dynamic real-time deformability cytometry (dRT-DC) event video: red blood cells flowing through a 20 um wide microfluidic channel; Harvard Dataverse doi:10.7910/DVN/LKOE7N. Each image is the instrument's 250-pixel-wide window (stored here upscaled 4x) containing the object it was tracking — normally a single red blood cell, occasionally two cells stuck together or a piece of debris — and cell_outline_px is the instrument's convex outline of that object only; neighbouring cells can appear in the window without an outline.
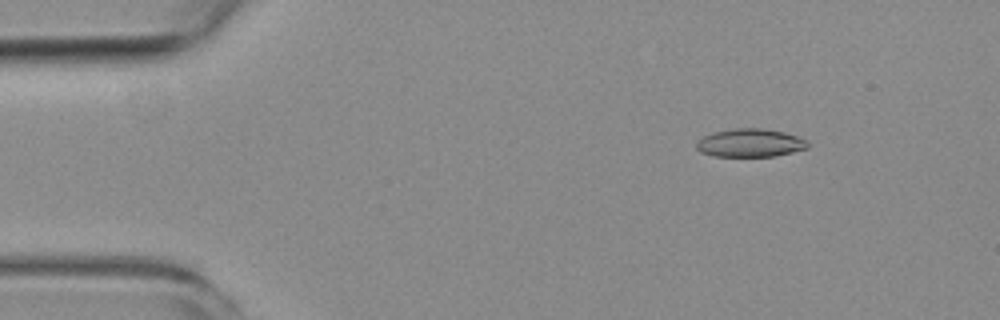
{"species": "common noctule bat (a hibernating species)", "species_latin": "Nyctalus noctula", "temperature_condition": "room temperature", "stored_images_in_passage": 3, "camera_frame_rate_fps": 3000, "um_per_image_px": 0.085, "animal": {"sex": "female", "body_mass_g": 19.3, "forearm_length_mm": 54.1}, "frame": {"image": 1, "passage_image": 2, "time_ms": 1.333, "image_size_px": [1000, 320], "cell_outline_px": [[808, 148], [776, 156], [716, 156], [700, 152], [696, 148], [696, 144], [704, 136], [712, 132], [732, 128], [764, 128], [784, 132], [796, 136], [804, 140], [808, 144]], "centroid_in_image_um": [63.74, 12.14], "position_along_channel_um": 21.3, "area_um2": 18.21}}